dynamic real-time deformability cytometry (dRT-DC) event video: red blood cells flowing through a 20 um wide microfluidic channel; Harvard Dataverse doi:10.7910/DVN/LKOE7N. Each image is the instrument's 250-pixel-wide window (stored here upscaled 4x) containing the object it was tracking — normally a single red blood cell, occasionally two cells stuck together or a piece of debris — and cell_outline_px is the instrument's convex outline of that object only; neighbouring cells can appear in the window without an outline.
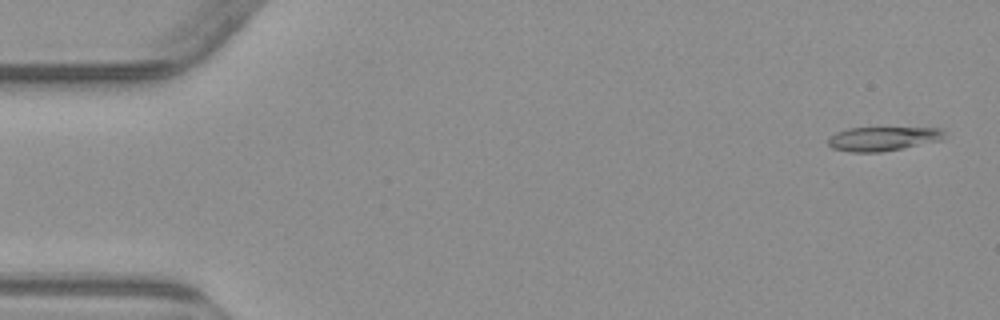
{"species": "common noctule bat (a hibernating species)", "species_latin": "Nyctalus noctula", "temperature_condition": "warm", "stored_images_in_passage": 8, "camera_frame_rate_fps": 3000, "um_per_image_px": 0.085, "animal": {"sex": "male", "body_mass_g": 23.1, "forearm_length_mm": 52.7}, "frame": {"image": 1, "passage_image": 1, "time_ms": 0.0, "image_size_px": [1000, 320], "cell_outline_px": [[944, 136], [940, 140], [880, 152], [852, 152], [832, 148], [828, 144], [828, 140], [836, 132], [848, 128], [944, 128]], "centroid_in_image_um": [75.02, 11.78], "position_along_channel_um": 10.0, "area_um2": 16.01}}
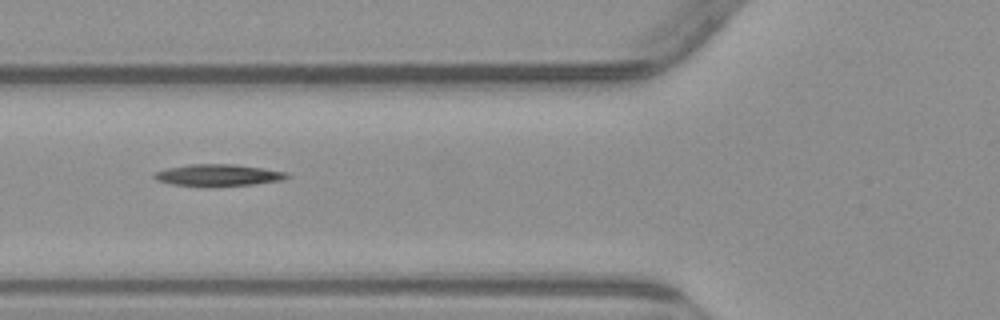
{"frame": {"image": 2, "passage_image": 5, "time_ms": 6.0, "image_size_px": [1000, 320], "cell_outline_px": [[292, 176], [284, 180], [256, 184], [212, 188], [208, 188], [172, 184], [156, 180], [152, 176], [156, 172], [168, 168], [188, 164], [232, 164], [288, 172]], "centroid_in_image_um": [18.57, 14.92], "position_along_channel_um": 107.2, "area_um2": 17.34}}
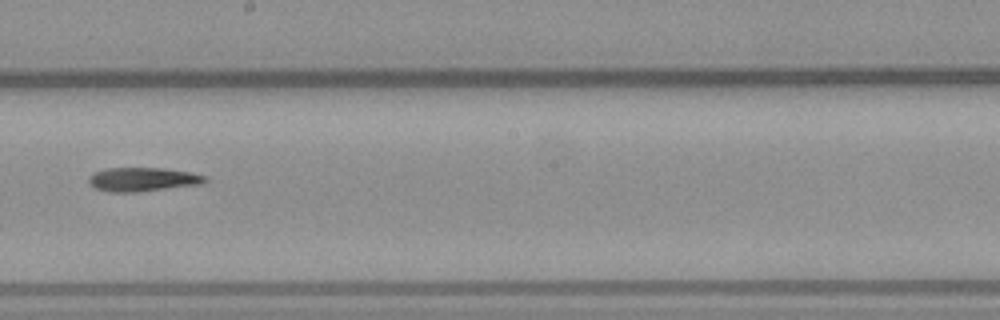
{"frame": {"image": 3, "passage_image": 8, "time_ms": 9.333, "image_size_px": [1000, 320], "cell_outline_px": [[208, 180], [200, 184], [140, 192], [108, 192], [96, 188], [88, 184], [88, 176], [92, 172], [104, 168], [164, 168], [192, 172], [208, 176]], "centroid_in_image_um": [12.11, 15.24], "position_along_channel_um": 236.1, "area_um2": 16.53}}